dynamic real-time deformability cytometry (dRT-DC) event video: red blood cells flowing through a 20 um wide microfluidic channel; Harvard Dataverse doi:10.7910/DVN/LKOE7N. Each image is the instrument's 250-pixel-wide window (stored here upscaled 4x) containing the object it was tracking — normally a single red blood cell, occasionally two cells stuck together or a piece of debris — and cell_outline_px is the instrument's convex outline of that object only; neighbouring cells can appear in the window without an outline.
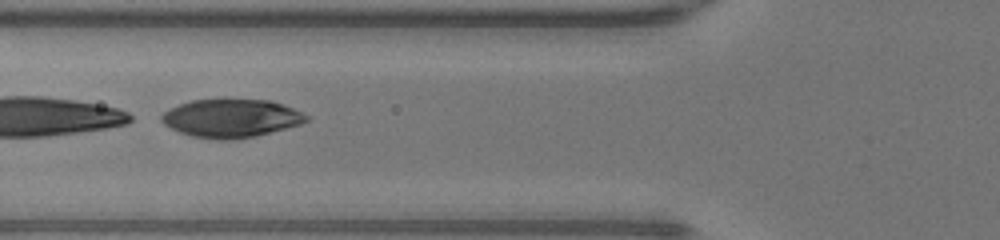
{"species": "human", "species_latin": "Homo sapiens", "temperature_condition": "warm", "stored_images_in_passage": 31, "segment_of_instrument_passage": [2, 2], "camera_frame_rate_fps": 3000, "um_per_image_px": 0.085, "donor": {"sex": "male"}, "frame": {"image": 1, "passage_image": 19, "time_ms": 6.0, "image_size_px": [1000, 240], "cell_outline_px": [[296, 120], [288, 124], [276, 128], [260, 132], [240, 136], [212, 136], [192, 132], [180, 128], [172, 124], [168, 120], [168, 116], [172, 112], [188, 104], [208, 100], [248, 100], [276, 104], [292, 112]], "centroid_in_image_um": [19.59, 9.98], "position_along_channel_um": 106.2, "area_um2": 25.43}}
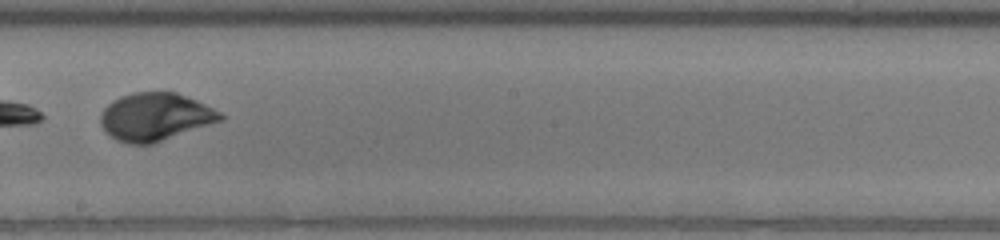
{"frame": {"image": 2, "passage_image": 28, "time_ms": 9.0, "image_size_px": [1000, 240], "cell_outline_px": [[220, 116], [152, 140], [128, 140], [112, 132], [108, 128], [104, 120], [108, 112], [116, 104], [124, 100], [140, 96], [176, 96], [188, 100]], "centroid_in_image_um": [13.13, 9.93], "position_along_channel_um": 235.1, "area_um2": 24.97}}